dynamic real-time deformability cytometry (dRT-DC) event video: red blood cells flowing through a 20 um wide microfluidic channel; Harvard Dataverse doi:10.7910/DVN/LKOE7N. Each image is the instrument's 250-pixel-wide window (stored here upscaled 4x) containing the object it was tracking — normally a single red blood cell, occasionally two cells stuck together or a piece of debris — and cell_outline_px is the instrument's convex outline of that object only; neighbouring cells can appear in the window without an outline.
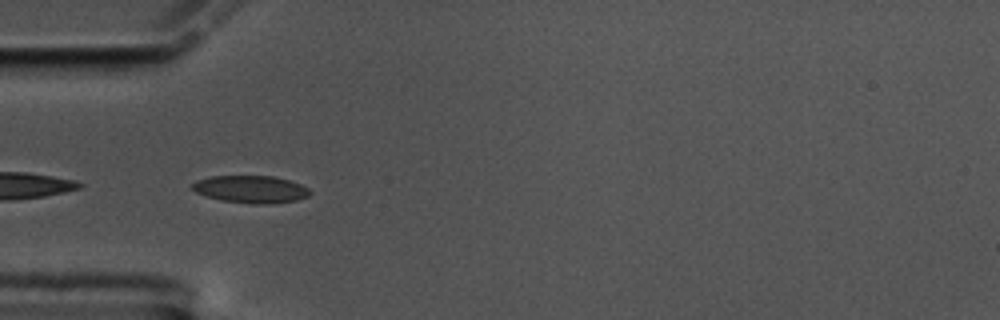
{"species": "common noctule bat (a hibernating species)", "species_latin": "Nyctalus noctula", "temperature_condition": "cold", "stored_images_in_passage": 41, "camera_frame_rate_fps": 3000, "um_per_image_px": 0.085, "animal": {"sex": "male", "body_mass_g": 17.5, "forearm_length_mm": 52.3}, "frame": {"image": 1, "passage_image": 1, "time_ms": 0.0, "image_size_px": [1000, 320], "cell_outline_px": [[312, 192], [308, 196], [296, 200], [272, 204], [252, 204], [220, 200], [196, 192], [192, 188], [192, 184], [196, 180], [212, 176], [272, 176], [288, 180], [300, 184], [308, 188]], "centroid_in_image_um": [21.33, 16.09], "position_along_channel_um": 63.7, "area_um2": 18.73}}
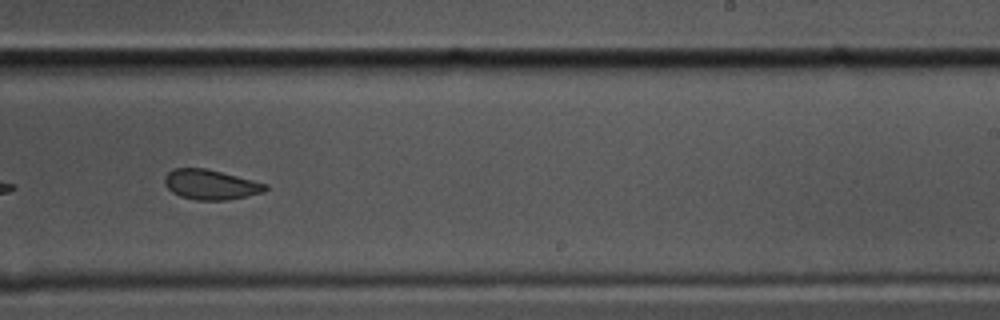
{"frame": {"image": 2, "passage_image": 19, "time_ms": 6.0, "image_size_px": [1000, 320], "cell_outline_px": [[268, 188], [264, 192], [228, 200], [196, 200], [180, 196], [172, 192], [164, 184], [164, 176], [172, 168], [204, 168], [268, 184]], "centroid_in_image_um": [17.88, 15.69], "position_along_channel_um": 271.1, "area_um2": 17.51}}
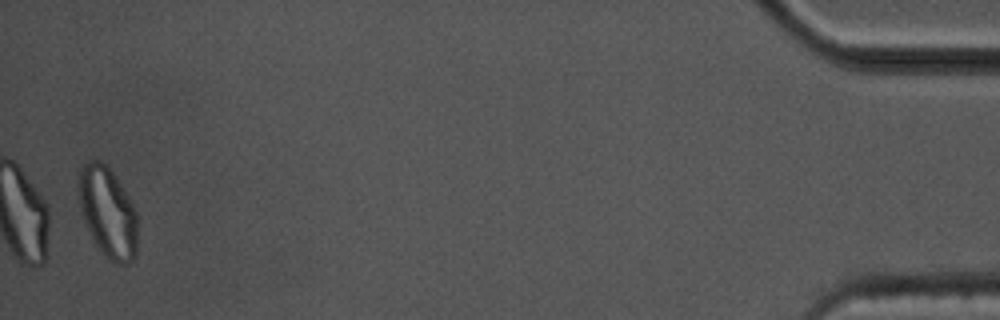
{"frame": {"image": 3, "passage_image": 40, "time_ms": 13.0, "image_size_px": [1000, 320], "cell_outline_px": [[136, 256], [128, 264], [112, 264], [96, 248], [80, 212], [80, 172], [84, 164], [88, 160], [100, 160], [116, 176], [132, 204], [136, 212]], "centroid_in_image_um": [9.16, 18.11], "position_along_channel_um": 426.0, "area_um2": 30.92}, "authors_computed_cell_mechanics": {"area_um2": 18.7272, "velocity_mm_per_s": 3.4757, "shape_relaxation_time_tau1_ms": null, "shape_relaxation_time_tau2_ms": 1.998, "deformation_change_tau1": null, "deformation_change_tau2": 0.067}}